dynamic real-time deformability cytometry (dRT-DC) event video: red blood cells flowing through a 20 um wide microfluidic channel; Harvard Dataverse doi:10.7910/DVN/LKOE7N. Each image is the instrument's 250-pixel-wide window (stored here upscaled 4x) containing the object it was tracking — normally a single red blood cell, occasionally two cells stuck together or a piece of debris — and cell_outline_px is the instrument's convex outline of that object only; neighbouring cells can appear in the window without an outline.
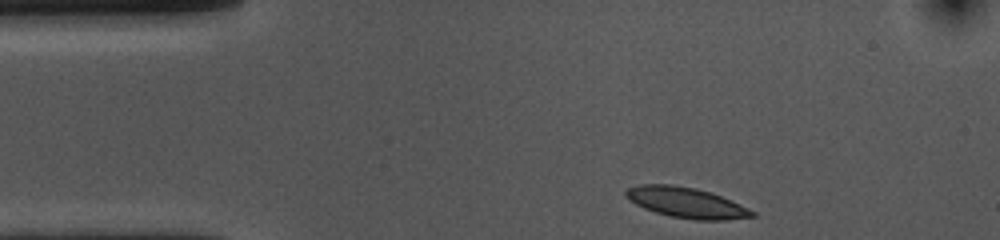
{"species": "common noctule bat (a hibernating species)", "species_latin": "Nyctalus noctula", "temperature_condition": "cold", "stored_images_in_passage": 36, "camera_frame_rate_fps": 3000, "um_per_image_px": 0.085, "animal": {"sex": "female", "body_mass_g": 10.0, "forearm_length_mm": 53.1}, "frame": {"image": 1, "passage_image": 1, "time_ms": 0.0, "image_size_px": [1000, 240], "cell_outline_px": [[756, 216], [724, 220], [696, 220], [672, 216], [656, 212], [644, 208], [628, 200], [624, 196], [624, 192], [628, 188], [640, 184], [672, 184], [696, 188], [720, 196], [748, 208], [756, 212]], "centroid_in_image_um": [58.3, 17.21], "position_along_channel_um": 26.7, "area_um2": 22.25}}
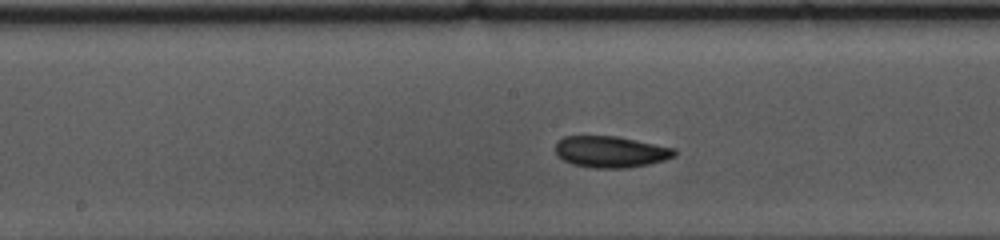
{"frame": {"image": 2, "passage_image": 19, "time_ms": 6.0, "image_size_px": [1000, 240], "cell_outline_px": [[676, 156], [664, 160], [648, 164], [628, 168], [596, 168], [572, 164], [556, 156], [556, 144], [564, 136], [616, 136], [676, 148]], "centroid_in_image_um": [51.92, 12.9], "position_along_channel_um": 196.3, "area_um2": 21.79}}
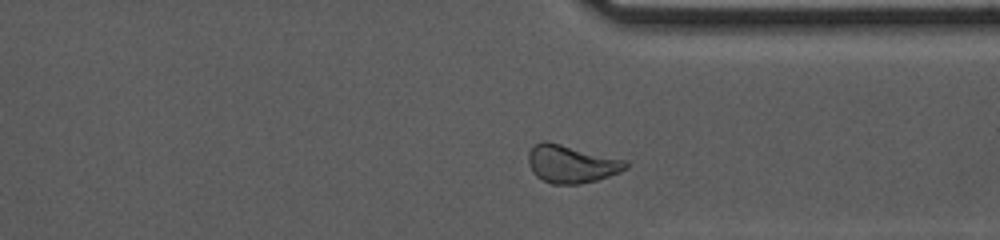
{"frame": {"image": 3, "passage_image": 33, "time_ms": 10.667, "image_size_px": [1000, 240], "cell_outline_px": [[628, 168], [620, 172], [596, 180], [576, 184], [552, 184], [536, 176], [532, 172], [528, 164], [528, 152], [532, 144], [540, 140], [548, 140], [624, 160], [628, 164]], "centroid_in_image_um": [48.5, 13.91], "position_along_channel_um": 362.9, "area_um2": 21.62}}